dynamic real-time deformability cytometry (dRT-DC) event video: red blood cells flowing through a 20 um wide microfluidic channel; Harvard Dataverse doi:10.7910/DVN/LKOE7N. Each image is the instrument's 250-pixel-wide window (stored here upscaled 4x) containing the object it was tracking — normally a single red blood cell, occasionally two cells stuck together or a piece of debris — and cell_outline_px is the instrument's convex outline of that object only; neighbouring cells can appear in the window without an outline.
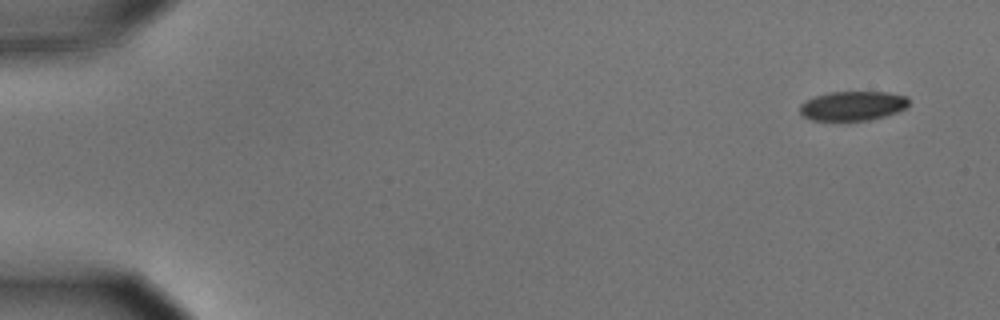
{"species": "common noctule bat (a hibernating species)", "species_latin": "Nyctalus noctula", "temperature_condition": "cold", "stored_images_in_passage": 5, "camera_frame_rate_fps": 3000, "um_per_image_px": 0.085, "animal": {"sex": "male", "body_mass_g": 15.6}, "frame": {"image": 1, "passage_image": 1, "time_ms": 0.0, "image_size_px": [1000, 320], "cell_outline_px": [[908, 104], [904, 108], [896, 112], [872, 120], [812, 120], [804, 116], [800, 112], [800, 104], [804, 100], [812, 96], [828, 92], [888, 92], [908, 96]], "centroid_in_image_um": [72.45, 8.98], "position_along_channel_um": 12.6, "area_um2": 18.73}}
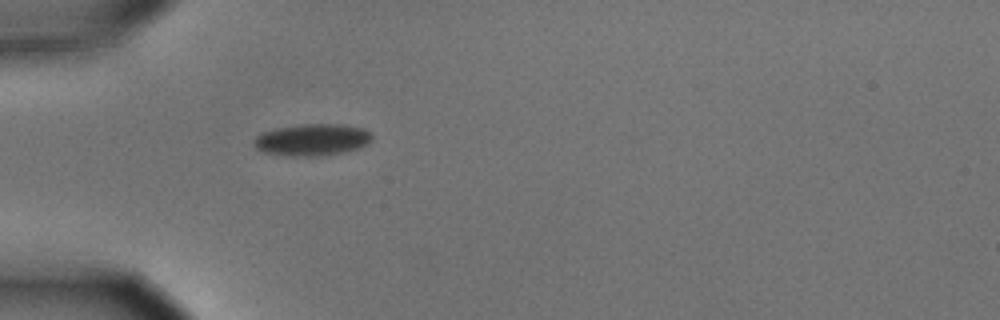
{"frame": {"image": 2, "passage_image": 5, "time_ms": 1.333, "image_size_px": [1000, 320], "cell_outline_px": [[372, 136], [368, 144], [356, 148], [324, 156], [284, 156], [264, 152], [256, 148], [252, 144], [252, 140], [260, 132], [276, 128], [304, 124], [344, 124], [364, 128]], "centroid_in_image_um": [26.47, 11.88], "position_along_channel_um": 58.5, "area_um2": 22.02}}